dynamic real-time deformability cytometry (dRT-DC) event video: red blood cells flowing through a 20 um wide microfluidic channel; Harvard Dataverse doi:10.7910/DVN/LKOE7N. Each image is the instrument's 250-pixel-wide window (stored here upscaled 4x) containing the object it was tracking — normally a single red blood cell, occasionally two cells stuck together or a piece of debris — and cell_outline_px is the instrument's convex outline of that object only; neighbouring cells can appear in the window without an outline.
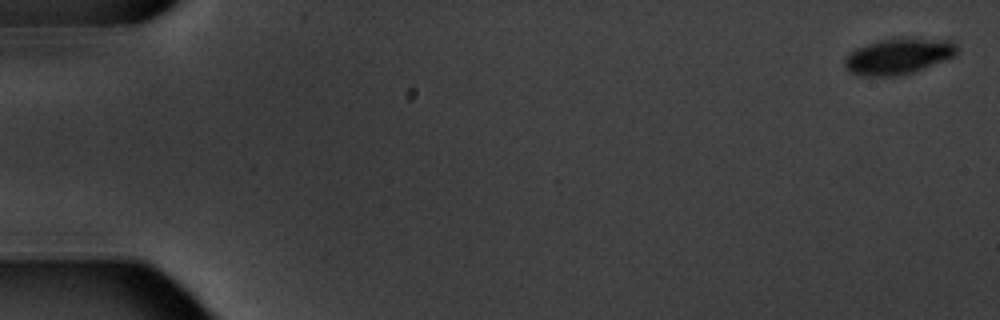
{"species": "common noctule bat (a hibernating species)", "species_latin": "Nyctalus noctula", "temperature_condition": "warm", "stored_images_in_passage": 5, "camera_frame_rate_fps": 3000, "um_per_image_px": 0.085, "animal": {"sex": "male", "body_mass_g": 20.1, "forearm_length_mm": 53.5}, "frame": {"image": 1, "passage_image": 1, "time_ms": 0.0, "image_size_px": [1000, 320], "cell_outline_px": [[956, 56], [924, 68], [912, 72], [896, 76], [860, 76], [848, 72], [844, 68], [844, 56], [848, 52], [856, 48], [880, 40], [900, 36], [908, 36], [952, 40], [956, 44]], "centroid_in_image_um": [76.34, 4.75], "position_along_channel_um": 8.7, "area_um2": 24.22}}
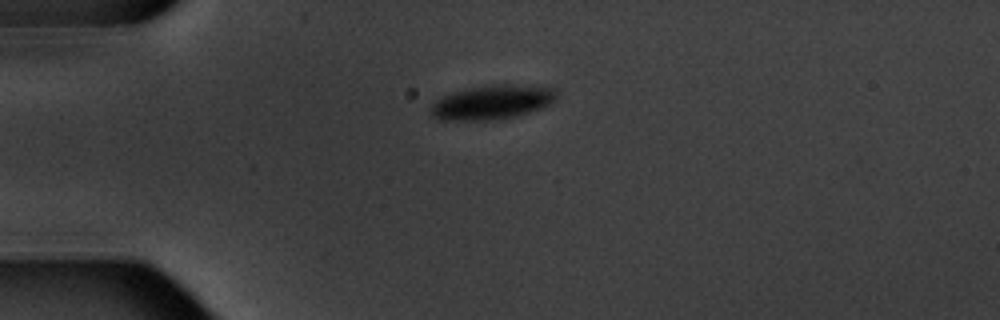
{"frame": {"image": 2, "passage_image": 5, "time_ms": 4.667, "image_size_px": [1000, 320], "cell_outline_px": [[556, 100], [552, 104], [516, 116], [492, 120], [440, 120], [432, 116], [428, 108], [440, 96], [464, 88], [488, 84], [548, 84], [556, 88]], "centroid_in_image_um": [41.87, 8.65], "position_along_channel_um": 43.1, "area_um2": 26.07}}